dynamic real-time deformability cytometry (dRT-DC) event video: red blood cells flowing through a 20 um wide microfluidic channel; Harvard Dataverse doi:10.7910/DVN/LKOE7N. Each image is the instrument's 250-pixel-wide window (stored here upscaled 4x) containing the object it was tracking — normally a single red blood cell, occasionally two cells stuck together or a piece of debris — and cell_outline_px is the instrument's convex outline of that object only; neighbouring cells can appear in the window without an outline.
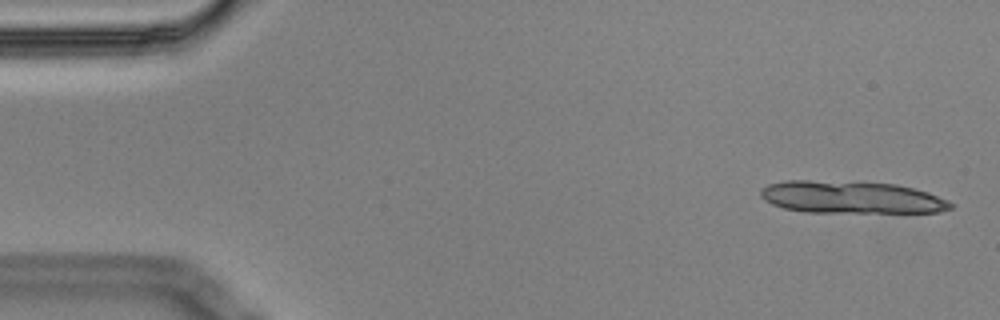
{"species": "Egyptian fruit bat (a non-hibernating species)", "species_latin": "Rousettus aegyptiacus", "temperature_condition": "cold", "stored_images_in_passage": 5, "camera_frame_rate_fps": 3000, "um_per_image_px": 0.085, "animal": {"sex": "male"}, "frame": {"image": 1, "passage_image": 1, "time_ms": 0.0, "image_size_px": [1000, 320], "cell_outline_px": [[956, 204], [952, 208], [940, 212], [804, 212], [784, 208], [772, 204], [764, 200], [760, 196], [760, 188], [768, 184], [788, 180], [808, 180], [896, 184], [928, 192], [948, 200]], "centroid_in_image_um": [72.35, 16.77], "position_along_channel_um": 12.7, "area_um2": 35.84}}